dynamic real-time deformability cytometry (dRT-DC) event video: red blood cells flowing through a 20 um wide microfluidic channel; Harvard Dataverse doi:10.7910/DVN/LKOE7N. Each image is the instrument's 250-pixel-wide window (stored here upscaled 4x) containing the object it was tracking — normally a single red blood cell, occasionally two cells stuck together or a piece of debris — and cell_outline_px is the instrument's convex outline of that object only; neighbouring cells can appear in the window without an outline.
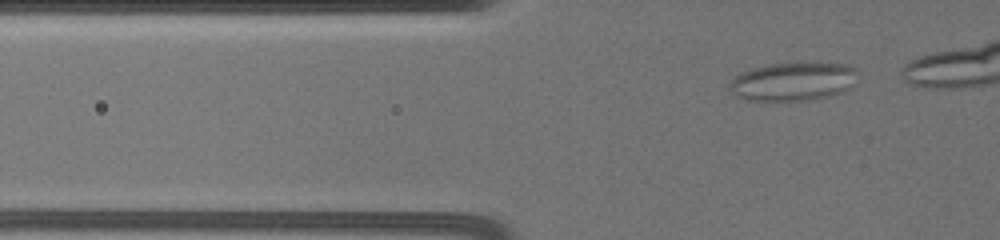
{"species": "common noctule bat (a hibernating species)", "species_latin": "Nyctalus noctula", "temperature_condition": "warm", "stored_images_in_passage": 13, "camera_frame_rate_fps": 3000, "um_per_image_px": 0.085, "animal": {"sex": "female", "body_mass_g": 19.5, "forearm_length_mm": 54.1}, "frame": {"image": 1, "passage_image": 4, "time_ms": 1.333, "image_size_px": [1000, 240], "cell_outline_px": [[856, 84], [840, 92], [824, 96], [800, 100], [748, 100], [732, 92], [732, 80], [740, 72], [772, 64], [848, 64], [856, 68]], "centroid_in_image_um": [67.46, 6.92], "position_along_channel_um": 58.3, "area_um2": 27.63}}
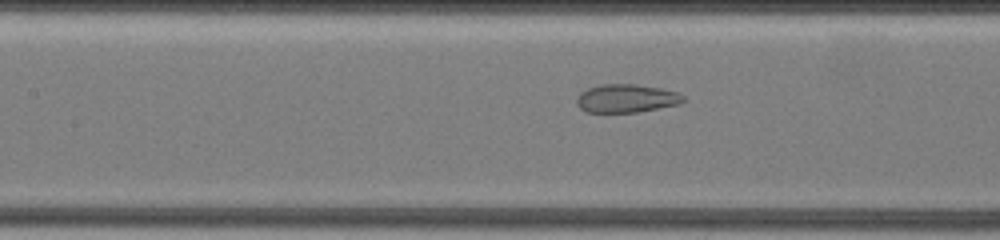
{"frame": {"image": 2, "passage_image": 11, "time_ms": 4.667, "image_size_px": [1000, 240], "cell_outline_px": [[684, 100], [680, 104], [636, 112], [584, 112], [576, 104], [576, 96], [580, 92], [588, 88], [600, 84], [636, 84], [660, 88], [680, 92], [684, 96]], "centroid_in_image_um": [53.22, 8.36], "position_along_channel_um": 154.2, "area_um2": 17.74}}